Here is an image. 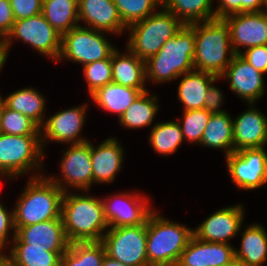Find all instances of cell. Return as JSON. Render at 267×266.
<instances>
[{
    "mask_svg": "<svg viewBox=\"0 0 267 266\" xmlns=\"http://www.w3.org/2000/svg\"><path fill=\"white\" fill-rule=\"evenodd\" d=\"M14 244L6 257L13 266H61V257L65 252H50L45 248L27 247L15 234L12 235ZM10 255V256H9Z\"/></svg>",
    "mask_w": 267,
    "mask_h": 266,
    "instance_id": "obj_28",
    "label": "cell"
},
{
    "mask_svg": "<svg viewBox=\"0 0 267 266\" xmlns=\"http://www.w3.org/2000/svg\"><path fill=\"white\" fill-rule=\"evenodd\" d=\"M150 92H142L118 119L128 129L142 128L151 125L158 111L157 97Z\"/></svg>",
    "mask_w": 267,
    "mask_h": 266,
    "instance_id": "obj_32",
    "label": "cell"
},
{
    "mask_svg": "<svg viewBox=\"0 0 267 266\" xmlns=\"http://www.w3.org/2000/svg\"><path fill=\"white\" fill-rule=\"evenodd\" d=\"M106 255L104 244L100 242L70 243L61 257V266H101Z\"/></svg>",
    "mask_w": 267,
    "mask_h": 266,
    "instance_id": "obj_33",
    "label": "cell"
},
{
    "mask_svg": "<svg viewBox=\"0 0 267 266\" xmlns=\"http://www.w3.org/2000/svg\"><path fill=\"white\" fill-rule=\"evenodd\" d=\"M149 139L155 152L162 155L173 154L184 141L179 122L171 120L153 125Z\"/></svg>",
    "mask_w": 267,
    "mask_h": 266,
    "instance_id": "obj_34",
    "label": "cell"
},
{
    "mask_svg": "<svg viewBox=\"0 0 267 266\" xmlns=\"http://www.w3.org/2000/svg\"><path fill=\"white\" fill-rule=\"evenodd\" d=\"M243 211L242 205L219 209L193 229V235L205 242L229 244L228 240L240 232Z\"/></svg>",
    "mask_w": 267,
    "mask_h": 266,
    "instance_id": "obj_16",
    "label": "cell"
},
{
    "mask_svg": "<svg viewBox=\"0 0 267 266\" xmlns=\"http://www.w3.org/2000/svg\"><path fill=\"white\" fill-rule=\"evenodd\" d=\"M0 133L9 135H40V127L29 117L4 106Z\"/></svg>",
    "mask_w": 267,
    "mask_h": 266,
    "instance_id": "obj_36",
    "label": "cell"
},
{
    "mask_svg": "<svg viewBox=\"0 0 267 266\" xmlns=\"http://www.w3.org/2000/svg\"><path fill=\"white\" fill-rule=\"evenodd\" d=\"M242 235L241 247L235 249L238 266H262L267 260V232L260 224H252Z\"/></svg>",
    "mask_w": 267,
    "mask_h": 266,
    "instance_id": "obj_25",
    "label": "cell"
},
{
    "mask_svg": "<svg viewBox=\"0 0 267 266\" xmlns=\"http://www.w3.org/2000/svg\"><path fill=\"white\" fill-rule=\"evenodd\" d=\"M104 33L118 34L127 29L113 0H78V21Z\"/></svg>",
    "mask_w": 267,
    "mask_h": 266,
    "instance_id": "obj_21",
    "label": "cell"
},
{
    "mask_svg": "<svg viewBox=\"0 0 267 266\" xmlns=\"http://www.w3.org/2000/svg\"><path fill=\"white\" fill-rule=\"evenodd\" d=\"M15 22L10 0H0V36L4 39Z\"/></svg>",
    "mask_w": 267,
    "mask_h": 266,
    "instance_id": "obj_42",
    "label": "cell"
},
{
    "mask_svg": "<svg viewBox=\"0 0 267 266\" xmlns=\"http://www.w3.org/2000/svg\"><path fill=\"white\" fill-rule=\"evenodd\" d=\"M183 77L178 86V98L184 105V111L191 109H203L205 96L212 82L220 77L199 70H192L180 75Z\"/></svg>",
    "mask_w": 267,
    "mask_h": 266,
    "instance_id": "obj_24",
    "label": "cell"
},
{
    "mask_svg": "<svg viewBox=\"0 0 267 266\" xmlns=\"http://www.w3.org/2000/svg\"><path fill=\"white\" fill-rule=\"evenodd\" d=\"M234 251L230 244L205 242L192 235L176 266H233Z\"/></svg>",
    "mask_w": 267,
    "mask_h": 266,
    "instance_id": "obj_18",
    "label": "cell"
},
{
    "mask_svg": "<svg viewBox=\"0 0 267 266\" xmlns=\"http://www.w3.org/2000/svg\"><path fill=\"white\" fill-rule=\"evenodd\" d=\"M83 105L59 111L44 121L40 127L43 149L45 143L50 139L67 144H80L89 141L79 135L85 123L86 108L88 107L87 103Z\"/></svg>",
    "mask_w": 267,
    "mask_h": 266,
    "instance_id": "obj_14",
    "label": "cell"
},
{
    "mask_svg": "<svg viewBox=\"0 0 267 266\" xmlns=\"http://www.w3.org/2000/svg\"><path fill=\"white\" fill-rule=\"evenodd\" d=\"M157 213L151 211L146 219L148 265L176 266L193 235V229Z\"/></svg>",
    "mask_w": 267,
    "mask_h": 266,
    "instance_id": "obj_5",
    "label": "cell"
},
{
    "mask_svg": "<svg viewBox=\"0 0 267 266\" xmlns=\"http://www.w3.org/2000/svg\"><path fill=\"white\" fill-rule=\"evenodd\" d=\"M14 38L21 39L24 43L30 44L37 52L51 57L55 62L58 61L62 35L42 14L14 22L11 31L4 39L7 56Z\"/></svg>",
    "mask_w": 267,
    "mask_h": 266,
    "instance_id": "obj_10",
    "label": "cell"
},
{
    "mask_svg": "<svg viewBox=\"0 0 267 266\" xmlns=\"http://www.w3.org/2000/svg\"><path fill=\"white\" fill-rule=\"evenodd\" d=\"M7 57L8 56L5 49V40L3 37L0 36V70L4 66Z\"/></svg>",
    "mask_w": 267,
    "mask_h": 266,
    "instance_id": "obj_46",
    "label": "cell"
},
{
    "mask_svg": "<svg viewBox=\"0 0 267 266\" xmlns=\"http://www.w3.org/2000/svg\"><path fill=\"white\" fill-rule=\"evenodd\" d=\"M64 192L61 218L69 243L100 242L109 224L102 199Z\"/></svg>",
    "mask_w": 267,
    "mask_h": 266,
    "instance_id": "obj_1",
    "label": "cell"
},
{
    "mask_svg": "<svg viewBox=\"0 0 267 266\" xmlns=\"http://www.w3.org/2000/svg\"><path fill=\"white\" fill-rule=\"evenodd\" d=\"M229 52V57L226 55ZM236 53L229 26L223 18L195 23L194 69L220 77Z\"/></svg>",
    "mask_w": 267,
    "mask_h": 266,
    "instance_id": "obj_3",
    "label": "cell"
},
{
    "mask_svg": "<svg viewBox=\"0 0 267 266\" xmlns=\"http://www.w3.org/2000/svg\"><path fill=\"white\" fill-rule=\"evenodd\" d=\"M123 148L114 137L107 138L99 146L91 143L93 183H111L122 168Z\"/></svg>",
    "mask_w": 267,
    "mask_h": 266,
    "instance_id": "obj_22",
    "label": "cell"
},
{
    "mask_svg": "<svg viewBox=\"0 0 267 266\" xmlns=\"http://www.w3.org/2000/svg\"><path fill=\"white\" fill-rule=\"evenodd\" d=\"M263 75L236 54L220 78H227L233 93L252 106L264 94Z\"/></svg>",
    "mask_w": 267,
    "mask_h": 266,
    "instance_id": "obj_17",
    "label": "cell"
},
{
    "mask_svg": "<svg viewBox=\"0 0 267 266\" xmlns=\"http://www.w3.org/2000/svg\"><path fill=\"white\" fill-rule=\"evenodd\" d=\"M122 22L128 27L150 16L161 0H113Z\"/></svg>",
    "mask_w": 267,
    "mask_h": 266,
    "instance_id": "obj_35",
    "label": "cell"
},
{
    "mask_svg": "<svg viewBox=\"0 0 267 266\" xmlns=\"http://www.w3.org/2000/svg\"><path fill=\"white\" fill-rule=\"evenodd\" d=\"M15 236L27 244V247L45 248L50 252H66L70 244L61 217L30 226L15 227Z\"/></svg>",
    "mask_w": 267,
    "mask_h": 266,
    "instance_id": "obj_19",
    "label": "cell"
},
{
    "mask_svg": "<svg viewBox=\"0 0 267 266\" xmlns=\"http://www.w3.org/2000/svg\"><path fill=\"white\" fill-rule=\"evenodd\" d=\"M112 82L139 89L146 92L145 61L133 54L128 48L127 53L114 50L111 55Z\"/></svg>",
    "mask_w": 267,
    "mask_h": 266,
    "instance_id": "obj_23",
    "label": "cell"
},
{
    "mask_svg": "<svg viewBox=\"0 0 267 266\" xmlns=\"http://www.w3.org/2000/svg\"><path fill=\"white\" fill-rule=\"evenodd\" d=\"M162 9L127 27L130 37L126 48L144 61L159 52L184 25L172 12Z\"/></svg>",
    "mask_w": 267,
    "mask_h": 266,
    "instance_id": "obj_6",
    "label": "cell"
},
{
    "mask_svg": "<svg viewBox=\"0 0 267 266\" xmlns=\"http://www.w3.org/2000/svg\"><path fill=\"white\" fill-rule=\"evenodd\" d=\"M34 174L29 178L16 207L14 226L25 227L61 217L64 191L47 176Z\"/></svg>",
    "mask_w": 267,
    "mask_h": 266,
    "instance_id": "obj_4",
    "label": "cell"
},
{
    "mask_svg": "<svg viewBox=\"0 0 267 266\" xmlns=\"http://www.w3.org/2000/svg\"><path fill=\"white\" fill-rule=\"evenodd\" d=\"M213 0H161V7L189 25L216 18Z\"/></svg>",
    "mask_w": 267,
    "mask_h": 266,
    "instance_id": "obj_30",
    "label": "cell"
},
{
    "mask_svg": "<svg viewBox=\"0 0 267 266\" xmlns=\"http://www.w3.org/2000/svg\"><path fill=\"white\" fill-rule=\"evenodd\" d=\"M101 266H127V265L105 255Z\"/></svg>",
    "mask_w": 267,
    "mask_h": 266,
    "instance_id": "obj_47",
    "label": "cell"
},
{
    "mask_svg": "<svg viewBox=\"0 0 267 266\" xmlns=\"http://www.w3.org/2000/svg\"><path fill=\"white\" fill-rule=\"evenodd\" d=\"M103 31L94 30L87 26L78 25L62 35L61 52L58 61L68 59L84 65L111 59L116 49L104 37Z\"/></svg>",
    "mask_w": 267,
    "mask_h": 266,
    "instance_id": "obj_8",
    "label": "cell"
},
{
    "mask_svg": "<svg viewBox=\"0 0 267 266\" xmlns=\"http://www.w3.org/2000/svg\"><path fill=\"white\" fill-rule=\"evenodd\" d=\"M141 93L139 89L111 82L97 89L90 97L100 108L116 113L119 119Z\"/></svg>",
    "mask_w": 267,
    "mask_h": 266,
    "instance_id": "obj_26",
    "label": "cell"
},
{
    "mask_svg": "<svg viewBox=\"0 0 267 266\" xmlns=\"http://www.w3.org/2000/svg\"><path fill=\"white\" fill-rule=\"evenodd\" d=\"M214 82L211 83L209 86V89L207 91V94L205 96V104L204 109H206L211 114H217L222 113L224 110L220 109L222 102H223V93L221 90L217 89L213 85Z\"/></svg>",
    "mask_w": 267,
    "mask_h": 266,
    "instance_id": "obj_43",
    "label": "cell"
},
{
    "mask_svg": "<svg viewBox=\"0 0 267 266\" xmlns=\"http://www.w3.org/2000/svg\"><path fill=\"white\" fill-rule=\"evenodd\" d=\"M43 147L40 135L0 133V177H18L32 169H41ZM40 167V168H39Z\"/></svg>",
    "mask_w": 267,
    "mask_h": 266,
    "instance_id": "obj_7",
    "label": "cell"
},
{
    "mask_svg": "<svg viewBox=\"0 0 267 266\" xmlns=\"http://www.w3.org/2000/svg\"><path fill=\"white\" fill-rule=\"evenodd\" d=\"M10 229L14 230L15 234L13 210H6V208L0 202V255H3L1 252L7 244L6 241H9L8 233Z\"/></svg>",
    "mask_w": 267,
    "mask_h": 266,
    "instance_id": "obj_41",
    "label": "cell"
},
{
    "mask_svg": "<svg viewBox=\"0 0 267 266\" xmlns=\"http://www.w3.org/2000/svg\"><path fill=\"white\" fill-rule=\"evenodd\" d=\"M147 198L135 193H119L102 199L109 227L143 224L152 211Z\"/></svg>",
    "mask_w": 267,
    "mask_h": 266,
    "instance_id": "obj_13",
    "label": "cell"
},
{
    "mask_svg": "<svg viewBox=\"0 0 267 266\" xmlns=\"http://www.w3.org/2000/svg\"><path fill=\"white\" fill-rule=\"evenodd\" d=\"M68 148L60 162L62 179L48 178L64 192L68 190L69 185L78 190L89 192V188L93 183L91 142L70 144ZM63 184L66 185V188Z\"/></svg>",
    "mask_w": 267,
    "mask_h": 266,
    "instance_id": "obj_12",
    "label": "cell"
},
{
    "mask_svg": "<svg viewBox=\"0 0 267 266\" xmlns=\"http://www.w3.org/2000/svg\"><path fill=\"white\" fill-rule=\"evenodd\" d=\"M0 266H13L5 253L0 255Z\"/></svg>",
    "mask_w": 267,
    "mask_h": 266,
    "instance_id": "obj_48",
    "label": "cell"
},
{
    "mask_svg": "<svg viewBox=\"0 0 267 266\" xmlns=\"http://www.w3.org/2000/svg\"><path fill=\"white\" fill-rule=\"evenodd\" d=\"M4 106H5L4 99L0 95V125H1V117L4 110Z\"/></svg>",
    "mask_w": 267,
    "mask_h": 266,
    "instance_id": "obj_49",
    "label": "cell"
},
{
    "mask_svg": "<svg viewBox=\"0 0 267 266\" xmlns=\"http://www.w3.org/2000/svg\"><path fill=\"white\" fill-rule=\"evenodd\" d=\"M225 158L231 180L240 190H253L267 183L265 146L241 149Z\"/></svg>",
    "mask_w": 267,
    "mask_h": 266,
    "instance_id": "obj_11",
    "label": "cell"
},
{
    "mask_svg": "<svg viewBox=\"0 0 267 266\" xmlns=\"http://www.w3.org/2000/svg\"><path fill=\"white\" fill-rule=\"evenodd\" d=\"M239 55L256 70L267 73V45L250 47Z\"/></svg>",
    "mask_w": 267,
    "mask_h": 266,
    "instance_id": "obj_40",
    "label": "cell"
},
{
    "mask_svg": "<svg viewBox=\"0 0 267 266\" xmlns=\"http://www.w3.org/2000/svg\"><path fill=\"white\" fill-rule=\"evenodd\" d=\"M233 117L226 111L211 114L202 134L200 145L224 149L225 155L233 153Z\"/></svg>",
    "mask_w": 267,
    "mask_h": 266,
    "instance_id": "obj_27",
    "label": "cell"
},
{
    "mask_svg": "<svg viewBox=\"0 0 267 266\" xmlns=\"http://www.w3.org/2000/svg\"><path fill=\"white\" fill-rule=\"evenodd\" d=\"M41 14L60 35L80 25L78 0H43Z\"/></svg>",
    "mask_w": 267,
    "mask_h": 266,
    "instance_id": "obj_29",
    "label": "cell"
},
{
    "mask_svg": "<svg viewBox=\"0 0 267 266\" xmlns=\"http://www.w3.org/2000/svg\"><path fill=\"white\" fill-rule=\"evenodd\" d=\"M183 114L184 121L182 122L181 118L177 121L180 124L184 140L200 144L211 113L203 108L186 110L183 111Z\"/></svg>",
    "mask_w": 267,
    "mask_h": 266,
    "instance_id": "obj_37",
    "label": "cell"
},
{
    "mask_svg": "<svg viewBox=\"0 0 267 266\" xmlns=\"http://www.w3.org/2000/svg\"><path fill=\"white\" fill-rule=\"evenodd\" d=\"M264 7H265V9L263 11H265L267 13V0H264Z\"/></svg>",
    "mask_w": 267,
    "mask_h": 266,
    "instance_id": "obj_50",
    "label": "cell"
},
{
    "mask_svg": "<svg viewBox=\"0 0 267 266\" xmlns=\"http://www.w3.org/2000/svg\"><path fill=\"white\" fill-rule=\"evenodd\" d=\"M264 0H240V13L262 12Z\"/></svg>",
    "mask_w": 267,
    "mask_h": 266,
    "instance_id": "obj_45",
    "label": "cell"
},
{
    "mask_svg": "<svg viewBox=\"0 0 267 266\" xmlns=\"http://www.w3.org/2000/svg\"><path fill=\"white\" fill-rule=\"evenodd\" d=\"M267 144V117L249 107L233 120V152L259 148Z\"/></svg>",
    "mask_w": 267,
    "mask_h": 266,
    "instance_id": "obj_20",
    "label": "cell"
},
{
    "mask_svg": "<svg viewBox=\"0 0 267 266\" xmlns=\"http://www.w3.org/2000/svg\"><path fill=\"white\" fill-rule=\"evenodd\" d=\"M230 32L232 48L236 54L242 51L240 46L245 48L267 45V13L250 12L236 13L223 18Z\"/></svg>",
    "mask_w": 267,
    "mask_h": 266,
    "instance_id": "obj_15",
    "label": "cell"
},
{
    "mask_svg": "<svg viewBox=\"0 0 267 266\" xmlns=\"http://www.w3.org/2000/svg\"><path fill=\"white\" fill-rule=\"evenodd\" d=\"M106 255L127 266H149L146 221L137 226L110 228L103 235Z\"/></svg>",
    "mask_w": 267,
    "mask_h": 266,
    "instance_id": "obj_9",
    "label": "cell"
},
{
    "mask_svg": "<svg viewBox=\"0 0 267 266\" xmlns=\"http://www.w3.org/2000/svg\"><path fill=\"white\" fill-rule=\"evenodd\" d=\"M89 94L112 82L111 59L95 61L83 66Z\"/></svg>",
    "mask_w": 267,
    "mask_h": 266,
    "instance_id": "obj_38",
    "label": "cell"
},
{
    "mask_svg": "<svg viewBox=\"0 0 267 266\" xmlns=\"http://www.w3.org/2000/svg\"><path fill=\"white\" fill-rule=\"evenodd\" d=\"M219 5L215 9L216 18H225L226 16L240 13V0H218Z\"/></svg>",
    "mask_w": 267,
    "mask_h": 266,
    "instance_id": "obj_44",
    "label": "cell"
},
{
    "mask_svg": "<svg viewBox=\"0 0 267 266\" xmlns=\"http://www.w3.org/2000/svg\"><path fill=\"white\" fill-rule=\"evenodd\" d=\"M36 89L23 88L4 98L7 108L15 110L29 117L39 127L44 123L45 98Z\"/></svg>",
    "mask_w": 267,
    "mask_h": 266,
    "instance_id": "obj_31",
    "label": "cell"
},
{
    "mask_svg": "<svg viewBox=\"0 0 267 266\" xmlns=\"http://www.w3.org/2000/svg\"><path fill=\"white\" fill-rule=\"evenodd\" d=\"M194 50L195 23L184 24L159 52L145 61L146 79L165 83L194 70Z\"/></svg>",
    "mask_w": 267,
    "mask_h": 266,
    "instance_id": "obj_2",
    "label": "cell"
},
{
    "mask_svg": "<svg viewBox=\"0 0 267 266\" xmlns=\"http://www.w3.org/2000/svg\"><path fill=\"white\" fill-rule=\"evenodd\" d=\"M15 21L41 14L43 0H10Z\"/></svg>",
    "mask_w": 267,
    "mask_h": 266,
    "instance_id": "obj_39",
    "label": "cell"
}]
</instances>
